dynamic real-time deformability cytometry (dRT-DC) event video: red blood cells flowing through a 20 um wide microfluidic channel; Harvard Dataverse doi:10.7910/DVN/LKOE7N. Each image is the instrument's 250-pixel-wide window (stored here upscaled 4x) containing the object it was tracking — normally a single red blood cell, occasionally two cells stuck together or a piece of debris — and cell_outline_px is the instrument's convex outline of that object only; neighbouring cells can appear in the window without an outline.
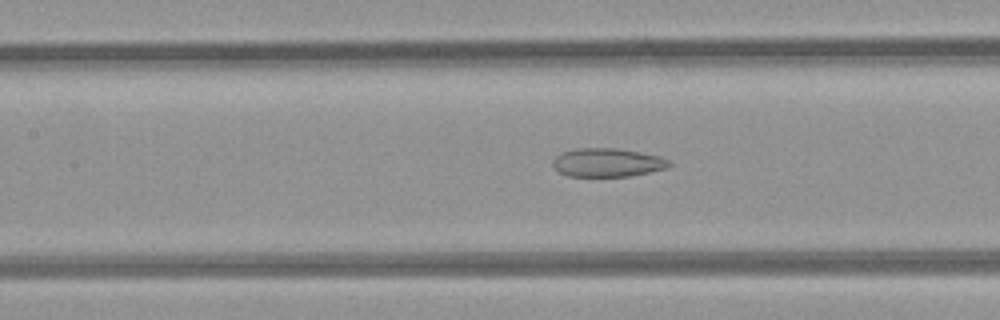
{"species": "common noctule bat (a hibernating species)", "species_latin": "Nyctalus noctula", "temperature_condition": "room temperature", "stored_images_in_passage": 29, "camera_frame_rate_fps": 3000, "um_per_image_px": 0.085, "animal": {"sex": "female", "body_mass_g": 21.9}, "frame": {"image": 1, "passage_image": 11, "time_ms": 3.333, "image_size_px": [1000, 320], "cell_outline_px": [[672, 164], [668, 168], [632, 176], [568, 176], [560, 172], [552, 164], [552, 160], [556, 156], [564, 152], [576, 148], [616, 148], [640, 152], [660, 156], [668, 160]], "centroid_in_image_um": [51.66, 13.81], "position_along_channel_um": 155.7, "area_um2": 19.36}}
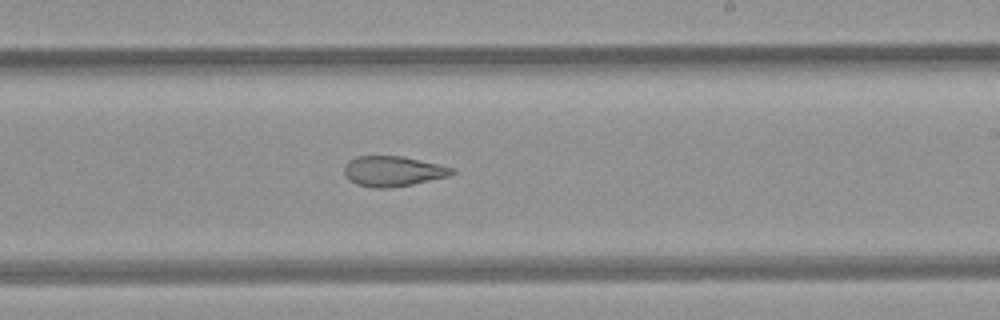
{"frame": {"image": 2, "passage_image": 18, "time_ms": 5.667, "image_size_px": [1000, 320], "cell_outline_px": [[456, 172], [448, 176], [412, 184], [388, 188], [372, 188], [356, 184], [348, 180], [344, 172], [344, 168], [348, 160], [356, 156], [400, 156], [456, 168]], "centroid_in_image_um": [33.37, 14.56], "position_along_channel_um": 255.6, "area_um2": 18.96}}
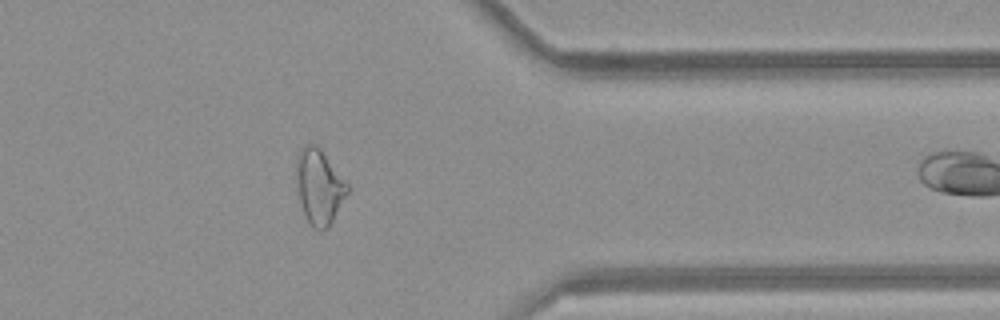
{"frame": {"image": 3, "passage_image": 28, "time_ms": 9.0, "image_size_px": [1000, 320], "cell_outline_px": [[348, 192], [328, 228], [320, 232], [312, 228], [304, 212], [300, 200], [296, 180], [296, 160], [304, 144], [316, 144], [320, 148], [348, 184]], "centroid_in_image_um": [27.12, 15.88], "position_along_channel_um": 384.3, "area_um2": 22.02}}